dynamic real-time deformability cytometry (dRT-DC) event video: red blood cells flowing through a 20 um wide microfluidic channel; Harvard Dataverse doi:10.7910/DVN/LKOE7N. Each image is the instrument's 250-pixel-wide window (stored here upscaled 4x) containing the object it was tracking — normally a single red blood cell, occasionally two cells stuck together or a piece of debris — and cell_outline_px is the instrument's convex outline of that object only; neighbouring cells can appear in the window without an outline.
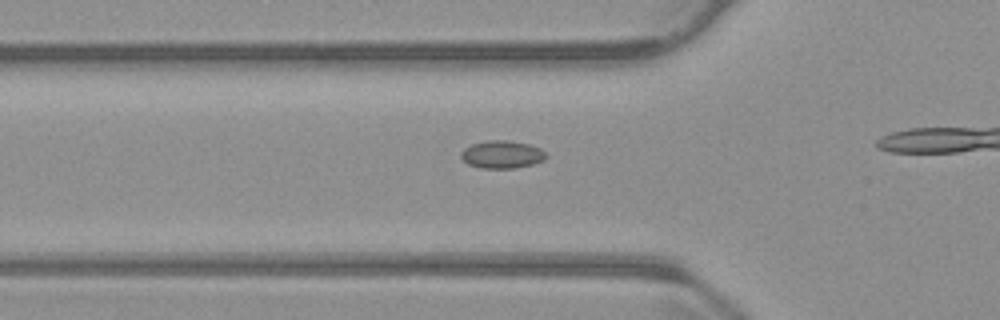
{"species": "common noctule bat (a hibernating species)", "species_latin": "Nyctalus noctula", "temperature_condition": "warm", "stored_images_in_passage": 15, "camera_frame_rate_fps": 3000, "um_per_image_px": 0.085, "animal": {"sex": "male", "body_mass_g": 23.1, "forearm_length_mm": 52.7}, "frame": {"image": 1, "passage_image": 7, "time_ms": 2.0, "image_size_px": [1000, 320], "cell_outline_px": [[548, 156], [544, 160], [532, 164], [516, 168], [480, 168], [468, 164], [460, 156], [460, 152], [464, 148], [472, 144], [488, 140], [508, 140], [528, 144], [540, 148]], "centroid_in_image_um": [42.66, 13.13], "position_along_channel_um": 83.1, "area_um2": 13.76}}
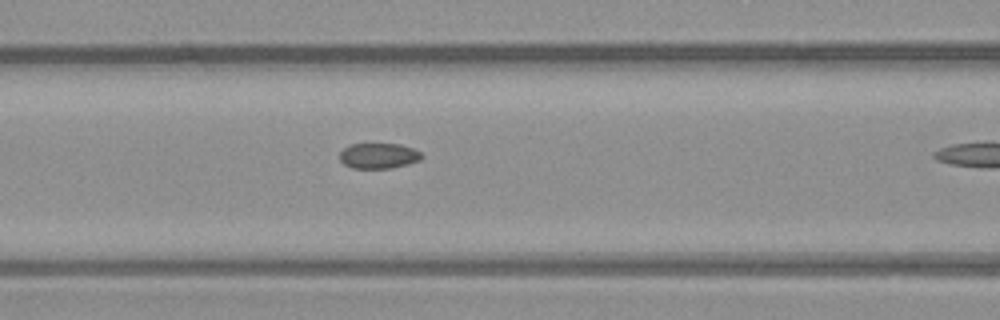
{"frame": {"image": 2, "passage_image": 11, "time_ms": 3.333, "image_size_px": [1000, 320], "cell_outline_px": [[424, 156], [420, 160], [408, 164], [392, 168], [352, 168], [344, 164], [340, 160], [340, 152], [348, 144], [400, 144], [412, 148], [420, 152]], "centroid_in_image_um": [32.18, 13.24], "position_along_channel_um": 134.4, "area_um2": 12.2}}